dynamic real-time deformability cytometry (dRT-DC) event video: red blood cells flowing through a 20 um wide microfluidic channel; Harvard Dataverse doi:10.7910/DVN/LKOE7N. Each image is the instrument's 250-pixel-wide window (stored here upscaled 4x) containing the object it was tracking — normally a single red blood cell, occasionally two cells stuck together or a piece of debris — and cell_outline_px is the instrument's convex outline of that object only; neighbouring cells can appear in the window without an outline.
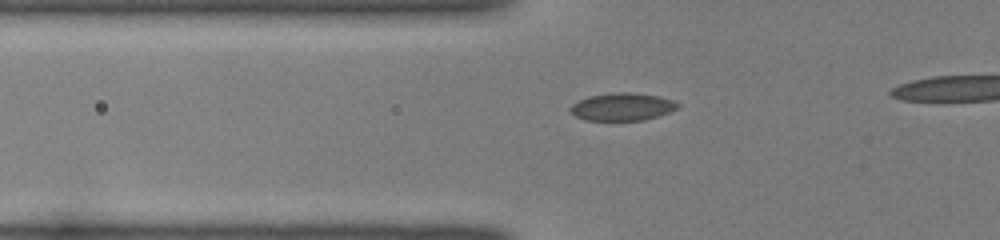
{"species": "common noctule bat (a hibernating species)", "species_latin": "Nyctalus noctula", "temperature_condition": "room temperature", "stored_images_in_passage": 44, "camera_frame_rate_fps": 3000, "um_per_image_px": 0.085, "animal": {"sex": "female", "body_mass_g": 22.0, "forearm_length_mm": 56.7}, "frame": {"image": 1, "passage_image": 16, "time_ms": 5.0, "image_size_px": [1000, 240], "cell_outline_px": [[680, 104], [676, 108], [668, 112], [656, 116], [640, 120], [584, 120], [576, 116], [572, 112], [572, 104], [588, 96], [616, 92], [632, 92], [656, 96], [672, 100]], "centroid_in_image_um": [52.88, 9.07], "position_along_channel_um": 72.9, "area_um2": 16.88}}
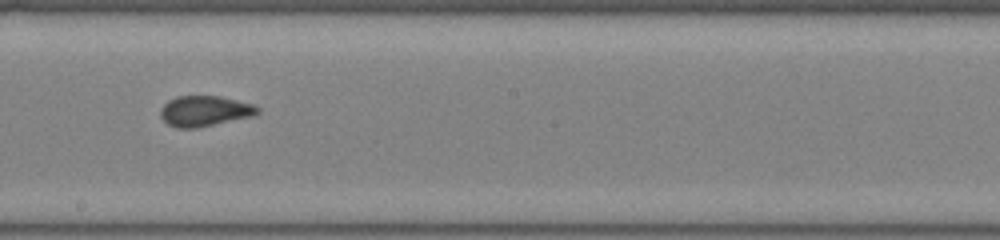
{"frame": {"image": 2, "passage_image": 28, "time_ms": 9.0, "image_size_px": [1000, 240], "cell_outline_px": [[260, 112], [252, 116], [196, 128], [176, 128], [168, 124], [160, 116], [160, 112], [164, 104], [168, 100], [176, 96], [220, 96], [252, 104], [260, 108]], "centroid_in_image_um": [17.38, 9.43], "position_along_channel_um": 230.8, "area_um2": 17.17}}
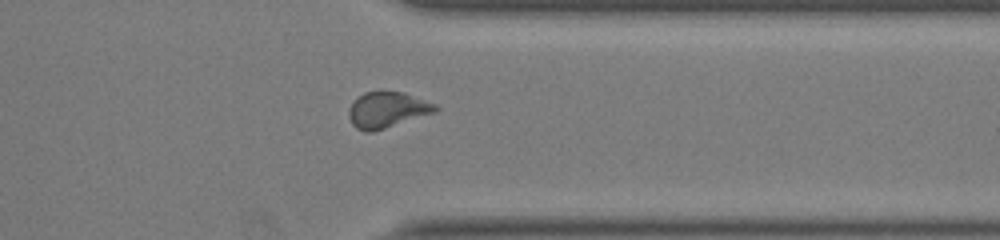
{"frame": {"image": 3, "passage_image": 39, "time_ms": 12.667, "image_size_px": [1000, 240], "cell_outline_px": [[440, 108], [436, 112], [372, 132], [364, 132], [356, 128], [352, 124], [348, 116], [348, 108], [364, 92], [404, 92], [436, 104]], "centroid_in_image_um": [32.92, 9.35], "position_along_channel_um": 378.5, "area_um2": 17.98}}